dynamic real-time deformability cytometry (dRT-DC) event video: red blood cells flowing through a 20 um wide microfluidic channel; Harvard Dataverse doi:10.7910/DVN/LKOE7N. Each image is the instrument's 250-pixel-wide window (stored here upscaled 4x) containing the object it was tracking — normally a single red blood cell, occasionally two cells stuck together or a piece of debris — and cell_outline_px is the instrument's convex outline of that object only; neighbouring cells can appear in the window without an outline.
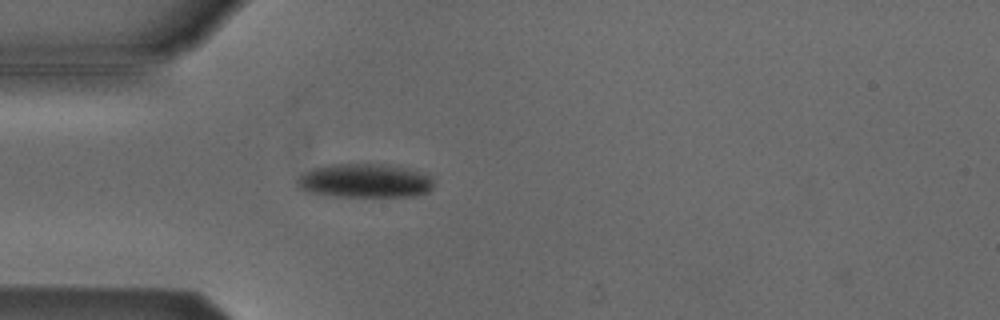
{"species": "Egyptian fruit bat (a non-hibernating species)", "species_latin": "Rousettus aegyptiacus", "temperature_condition": "cold", "stored_images_in_passage": 41, "camera_frame_rate_fps": 3000, "um_per_image_px": 0.085, "animal": {"sex": "male"}, "frame": {"image": 1, "passage_image": 2, "time_ms": 0.333, "image_size_px": [1000, 320], "cell_outline_px": [[432, 188], [428, 192], [416, 196], [332, 196], [308, 192], [300, 188], [296, 184], [296, 180], [304, 172], [312, 168], [332, 164], [388, 164], [428, 172], [432, 176]], "centroid_in_image_um": [31.05, 15.35], "position_along_channel_um": 54.0, "area_um2": 27.34}}
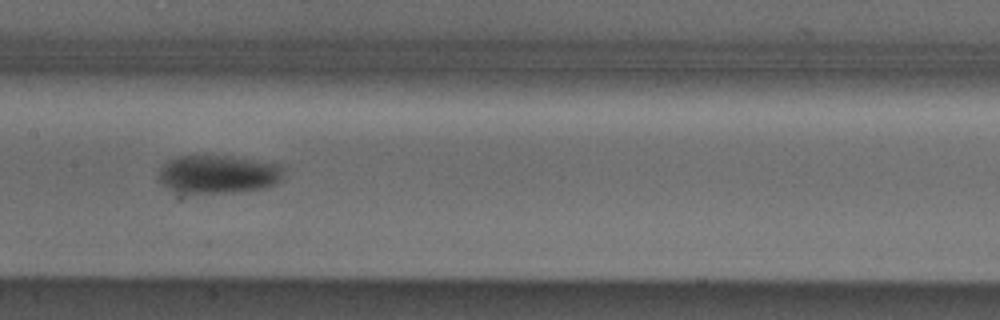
{"frame": {"image": 2, "passage_image": 13, "time_ms": 4.0, "image_size_px": [1000, 320], "cell_outline_px": [[284, 168], [280, 180], [264, 188], [232, 192], [184, 192], [168, 188], [160, 184], [156, 180], [160, 168], [168, 160], [180, 156], [228, 156], [280, 164]], "centroid_in_image_um": [18.5, 14.8], "position_along_channel_um": 188.9, "area_um2": 27.57}}
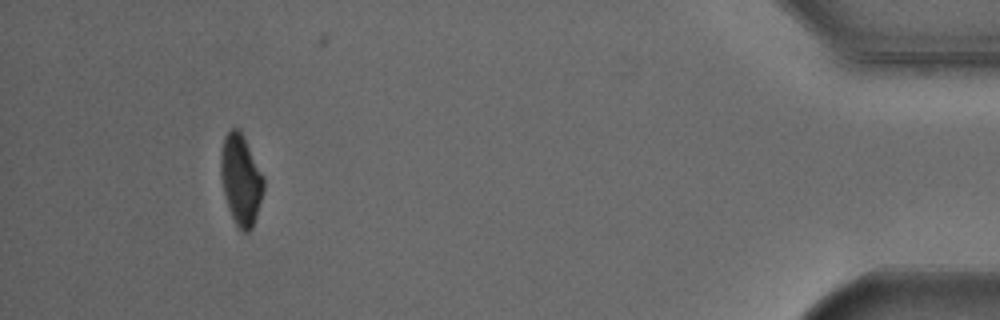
{"frame": {"image": 3, "passage_image": 36, "time_ms": 11.667, "image_size_px": [1000, 320], "cell_outline_px": [[264, 192], [252, 228], [248, 232], [244, 232], [236, 224], [228, 208], [220, 176], [220, 156], [224, 136], [232, 128], [236, 128], [240, 132], [264, 176]], "centroid_in_image_um": [20.47, 15.29], "position_along_channel_um": 414.7, "area_um2": 22.31}, "authors_computed_cell_mechanics": {"area_um2": 25.9522, "velocity_mm_per_s": 3.869, "shape_relaxation_time_tau1_ms": 2.8343, "shape_relaxation_time_tau2_ms": null, "deformation_change_tau1": 0.1013, "deformation_change_tau2": null}}